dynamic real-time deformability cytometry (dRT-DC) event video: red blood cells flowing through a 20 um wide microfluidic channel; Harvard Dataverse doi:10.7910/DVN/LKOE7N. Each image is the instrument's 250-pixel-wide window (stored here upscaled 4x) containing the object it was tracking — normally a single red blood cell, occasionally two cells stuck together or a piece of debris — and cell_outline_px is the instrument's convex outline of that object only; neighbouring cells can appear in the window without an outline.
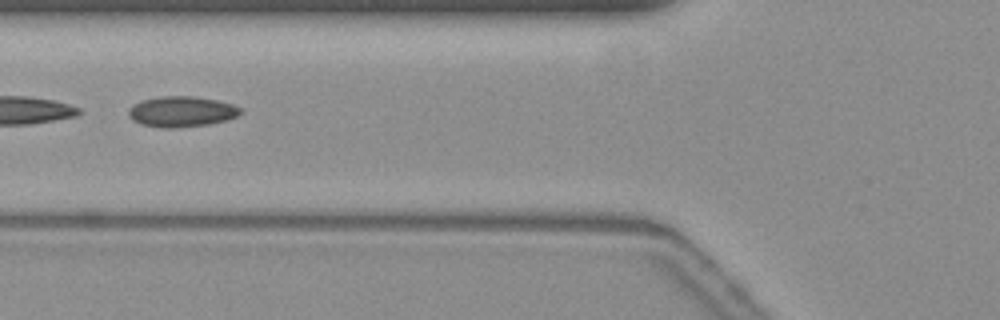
{"species": "common noctule bat (a hibernating species)", "species_latin": "Nyctalus noctula", "temperature_condition": "warm", "stored_images_in_passage": 38, "camera_frame_rate_fps": 3000, "um_per_image_px": 0.085, "animal": {"sex": "female", "body_mass_g": 19.3, "forearm_length_mm": 54.1}, "frame": {"image": 1, "passage_image": 6, "time_ms": 1.667, "image_size_px": [1000, 320], "cell_outline_px": [[244, 112], [228, 120], [208, 124], [172, 128], [164, 128], [140, 124], [132, 120], [128, 116], [128, 112], [132, 104], [140, 100], [160, 96], [192, 96], [216, 100], [232, 104], [240, 108]], "centroid_in_image_um": [15.4, 9.48], "position_along_channel_um": 110.4, "area_um2": 20.06}, "authors_computed_cell_mechanics": {"area_um2": 19.363, "velocity_mm_per_s": 3.7202, "shape_relaxation_time_tau1_ms": null, "shape_relaxation_time_tau2_ms": 2.0438, "deformation_change_tau1": null, "deformation_change_tau2": 0.0817}}